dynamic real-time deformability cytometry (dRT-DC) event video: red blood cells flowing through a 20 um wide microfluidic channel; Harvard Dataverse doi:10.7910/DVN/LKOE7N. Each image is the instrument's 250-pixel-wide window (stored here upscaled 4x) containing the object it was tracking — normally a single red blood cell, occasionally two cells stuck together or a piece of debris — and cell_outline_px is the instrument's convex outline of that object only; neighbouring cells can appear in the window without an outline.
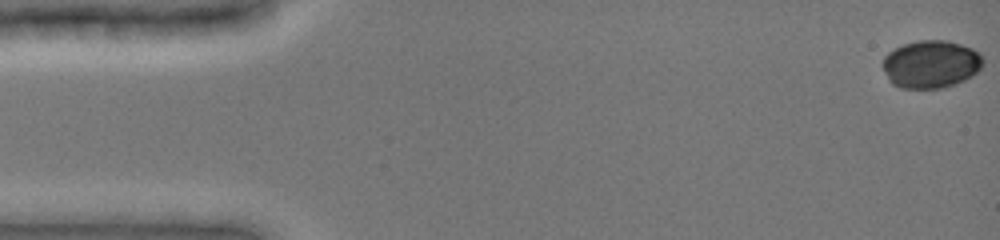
{"species": "common noctule bat (a hibernating species)", "species_latin": "Nyctalus noctula", "temperature_condition": "cold", "stored_images_in_passage": 49, "camera_frame_rate_fps": 3000, "um_per_image_px": 0.085, "animal": {"sex": "female", "body_mass_g": 19.0, "forearm_length_mm": 51.5}, "frame": {"image": 1, "passage_image": 1, "time_ms": 0.0, "image_size_px": [1000, 240], "cell_outline_px": [[984, 64], [972, 76], [956, 84], [940, 88], [900, 88], [892, 84], [888, 80], [884, 72], [884, 56], [888, 52], [904, 44], [916, 40], [948, 40], [972, 48], [980, 52], [984, 60]], "centroid_in_image_um": [79.15, 5.45], "position_along_channel_um": 5.9, "area_um2": 28.09}}
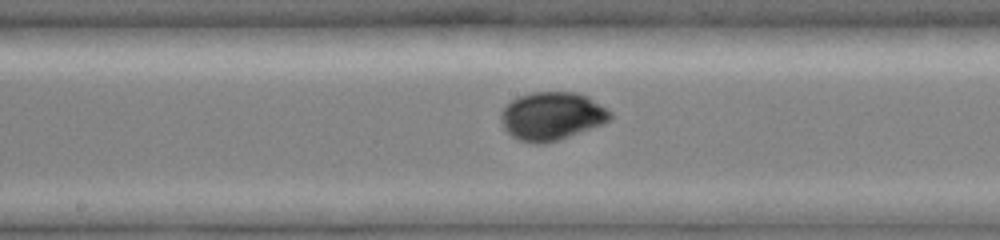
{"frame": {"image": 2, "passage_image": 26, "time_ms": 8.333, "image_size_px": [1000, 240], "cell_outline_px": [[612, 116], [608, 120], [600, 124], [568, 136], [544, 144], [536, 144], [520, 140], [512, 136], [504, 128], [500, 120], [500, 112], [512, 100], [520, 96], [532, 92], [576, 92], [588, 96], [608, 108], [612, 112]], "centroid_in_image_um": [46.89, 9.85], "position_along_channel_um": 201.3, "area_um2": 30.4}}
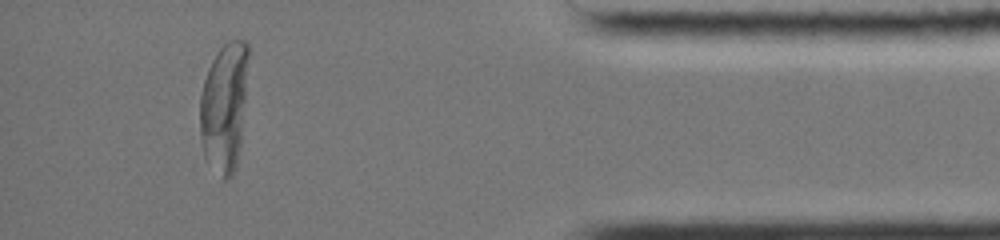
{"frame": {"image": 3, "passage_image": 45, "time_ms": 14.667, "image_size_px": [1000, 240], "cell_outline_px": [[248, 56], [240, 144], [236, 164], [232, 176], [228, 180], [224, 180], [204, 156], [200, 140], [200, 96], [204, 80], [208, 68], [216, 52], [228, 40], [244, 40], [248, 44]], "centroid_in_image_um": [19.03, 9.07], "position_along_channel_um": 416.2, "area_um2": 36.07}, "authors_computed_cell_mechanics": {"area_um2": 29.9982, "velocity_mm_per_s": 3.909, "shape_relaxation_time_tau1_ms": 4.5455, "shape_relaxation_time_tau2_ms": null, "deformation_change_tau1": 0.1933, "deformation_change_tau2": null}}